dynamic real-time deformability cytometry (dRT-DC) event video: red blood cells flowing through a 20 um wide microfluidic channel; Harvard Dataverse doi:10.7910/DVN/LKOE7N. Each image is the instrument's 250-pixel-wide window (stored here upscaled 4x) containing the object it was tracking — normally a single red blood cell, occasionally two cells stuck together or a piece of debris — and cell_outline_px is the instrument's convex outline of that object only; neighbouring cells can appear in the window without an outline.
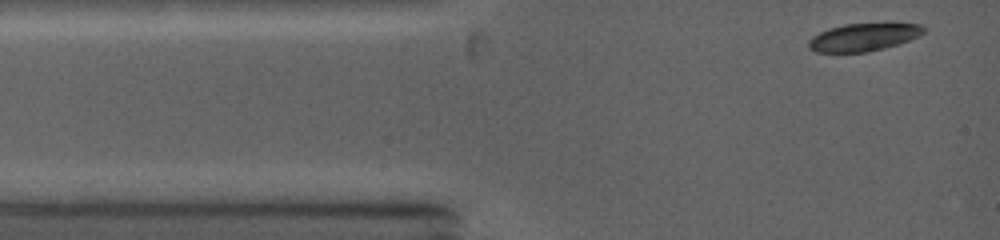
{"species": "common noctule bat (a hibernating species)", "species_latin": "Nyctalus noctula", "temperature_condition": "warm", "stored_images_in_passage": 12, "camera_frame_rate_fps": 5000, "um_per_image_px": 0.085, "animal": {"sex": "female", "body_mass_g": 19.0, "forearm_length_mm": 53.3}, "frame": {"image": 1, "passage_image": 1, "time_ms": 0.0, "image_size_px": [1000, 240], "cell_outline_px": [[924, 32], [908, 40], [884, 48], [868, 52], [816, 52], [808, 48], [808, 40], [812, 36], [828, 28], [844, 24], [920, 24], [924, 28]], "centroid_in_image_um": [73.31, 3.17], "position_along_channel_um": 11.7, "area_um2": 18.26}}